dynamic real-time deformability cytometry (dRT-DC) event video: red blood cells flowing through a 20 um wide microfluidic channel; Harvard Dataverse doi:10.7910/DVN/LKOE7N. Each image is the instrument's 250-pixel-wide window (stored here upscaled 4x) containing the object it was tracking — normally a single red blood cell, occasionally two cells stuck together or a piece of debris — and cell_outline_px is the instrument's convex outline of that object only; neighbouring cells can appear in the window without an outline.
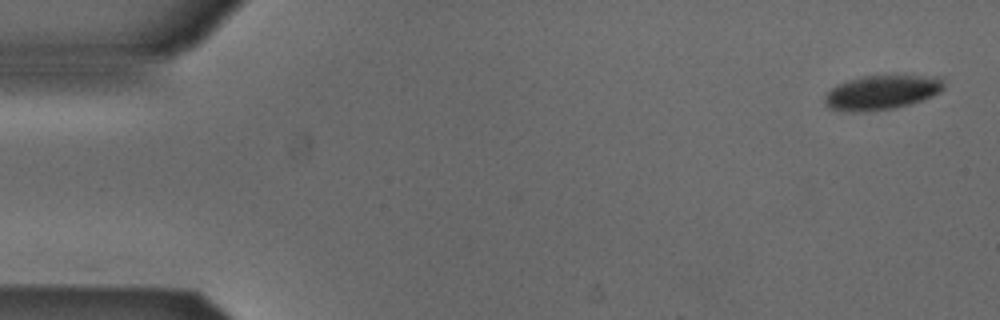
{"species": "Egyptian fruit bat (a non-hibernating species)", "species_latin": "Rousettus aegyptiacus", "temperature_condition": "cold", "stored_images_in_passage": 40, "camera_frame_rate_fps": 3000, "um_per_image_px": 0.085, "animal": {"sex": "male"}, "frame": {"image": 1, "passage_image": 1, "time_ms": 0.0, "image_size_px": [1000, 320], "cell_outline_px": [[944, 88], [940, 92], [932, 96], [908, 104], [892, 108], [828, 108], [824, 104], [824, 96], [836, 84], [848, 80], [864, 76], [936, 76], [944, 84]], "centroid_in_image_um": [74.98, 7.79], "position_along_channel_um": 10.0, "area_um2": 22.54}}
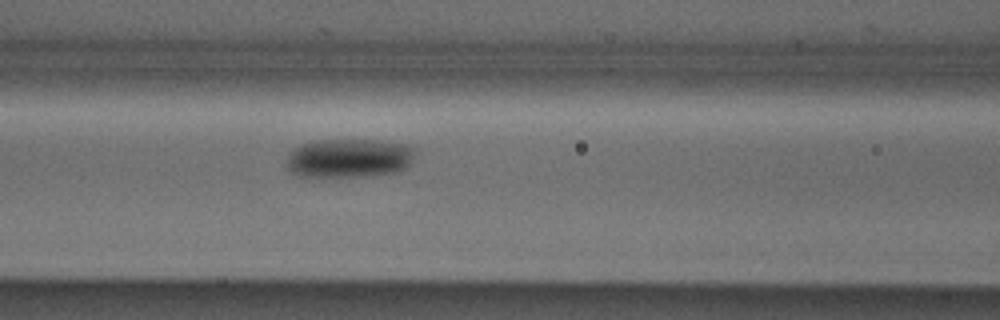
{"frame": {"image": 2, "passage_image": 21, "time_ms": 6.667, "image_size_px": [1000, 320], "cell_outline_px": [[416, 152], [412, 164], [396, 172], [360, 176], [296, 176], [288, 168], [288, 156], [296, 148], [304, 144], [316, 140], [376, 140], [408, 144]], "centroid_in_image_um": [29.73, 13.43], "position_along_channel_um": 136.9, "area_um2": 28.96}}
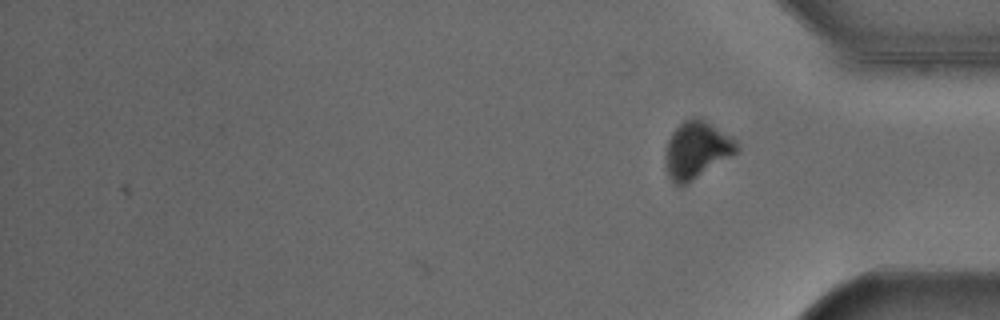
{"frame": {"image": 3, "passage_image": 40, "time_ms": 13.0, "image_size_px": [1000, 320], "cell_outline_px": [[736, 152], [688, 184], [680, 188], [672, 184], [664, 168], [664, 156], [668, 140], [672, 132], [684, 120], [696, 116], [704, 120], [732, 136], [736, 140]], "centroid_in_image_um": [59.14, 12.79], "position_along_channel_um": 376.1, "area_um2": 23.87}, "authors_computed_cell_mechanics": {"area_um2": 27.6573, "velocity_mm_per_s": 3.8626, "shape_relaxation_time_tau1_ms": 3.6928, "shape_relaxation_time_tau2_ms": null, "deformation_change_tau1": 0.0727, "deformation_change_tau2": null}}